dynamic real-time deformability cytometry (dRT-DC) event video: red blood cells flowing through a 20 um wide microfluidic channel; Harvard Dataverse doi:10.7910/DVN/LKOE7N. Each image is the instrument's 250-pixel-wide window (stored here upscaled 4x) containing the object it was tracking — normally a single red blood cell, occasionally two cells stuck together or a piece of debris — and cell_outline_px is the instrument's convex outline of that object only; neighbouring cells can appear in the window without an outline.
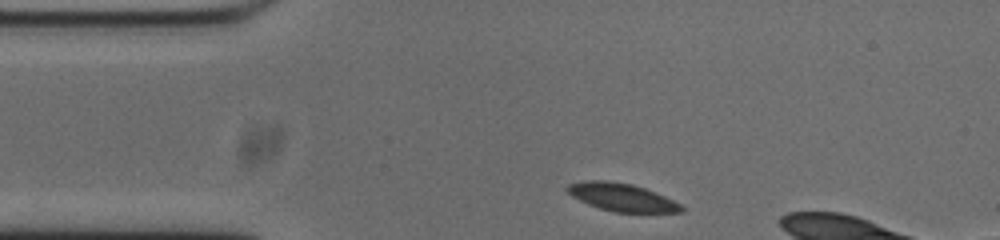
{"species": "common noctule bat (a hibernating species)", "species_latin": "Nyctalus noctula", "temperature_condition": "cold", "stored_images_in_passage": 46, "camera_frame_rate_fps": 3000, "um_per_image_px": 0.085, "animal": {"sex": "male", "body_mass_g": 20.0, "forearm_length_mm": 53.3}, "frame": {"image": 1, "passage_image": 1, "time_ms": 0.0, "image_size_px": [1000, 240], "cell_outline_px": [[684, 212], [616, 212], [600, 208], [588, 204], [572, 196], [564, 188], [568, 184], [584, 180], [604, 180], [632, 184], [656, 192], [680, 204], [684, 208]], "centroid_in_image_um": [52.83, 16.75], "position_along_channel_um": 32.2, "area_um2": 18.38}}
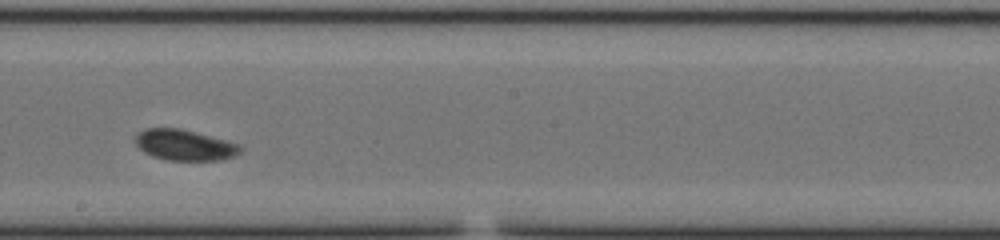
{"frame": {"image": 2, "passage_image": 20, "time_ms": 6.333, "image_size_px": [1000, 240], "cell_outline_px": [[244, 148], [240, 152], [224, 160], [168, 160], [152, 156], [144, 152], [132, 140], [144, 128], [180, 128], [196, 132], [240, 144]], "centroid_in_image_um": [15.69, 12.32], "position_along_channel_um": 232.5, "area_um2": 18.9}}
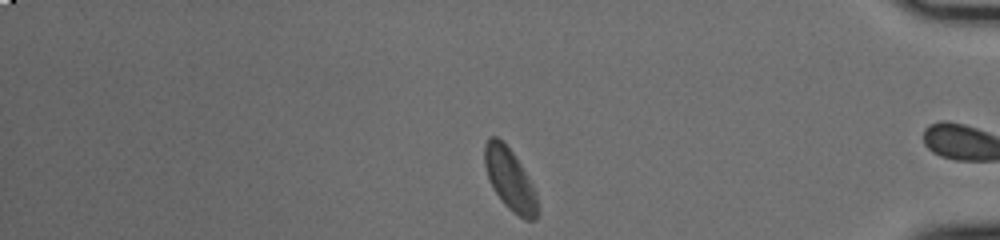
{"frame": {"image": 3, "passage_image": 36, "time_ms": 11.667, "image_size_px": [1000, 240], "cell_outline_px": [[540, 212], [536, 220], [524, 220], [512, 212], [504, 204], [496, 192], [488, 176], [484, 164], [484, 144], [488, 136], [496, 136], [512, 152], [520, 164], [532, 184], [536, 196]], "centroid_in_image_um": [43.35, 15.29], "position_along_channel_um": 391.8, "area_um2": 18.9}, "authors_computed_cell_mechanics": {"area_um2": 19.074, "velocity_mm_per_s": 3.6822, "shape_relaxation_time_tau1_ms": 3.7258, "shape_relaxation_time_tau2_ms": 1.6889, "deformation_change_tau1": 0.0795, "deformation_change_tau2": 0.0387}}